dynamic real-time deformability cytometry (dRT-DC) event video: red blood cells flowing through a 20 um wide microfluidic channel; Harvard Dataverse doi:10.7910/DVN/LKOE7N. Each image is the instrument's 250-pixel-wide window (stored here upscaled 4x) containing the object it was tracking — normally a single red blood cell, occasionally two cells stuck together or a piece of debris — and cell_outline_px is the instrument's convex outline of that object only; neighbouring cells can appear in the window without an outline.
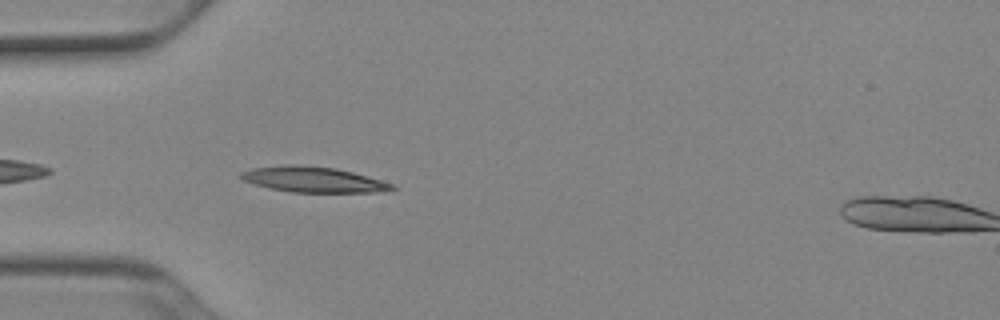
{"species": "Egyptian fruit bat (a non-hibernating species)", "species_latin": "Rousettus aegyptiacus", "temperature_condition": "cold", "stored_images_in_passage": 7, "camera_frame_rate_fps": 3000, "um_per_image_px": 0.085, "animal": {"sex": "female"}, "frame": {"image": 1, "passage_image": 3, "time_ms": 0.667, "image_size_px": [1000, 320], "cell_outline_px": [[396, 188], [376, 192], [292, 192], [268, 188], [244, 180], [236, 176], [240, 172], [252, 168], [284, 164], [296, 164], [336, 168], [368, 176], [396, 184]], "centroid_in_image_um": [26.6, 15.25], "position_along_channel_um": 58.4, "area_um2": 22.6}}